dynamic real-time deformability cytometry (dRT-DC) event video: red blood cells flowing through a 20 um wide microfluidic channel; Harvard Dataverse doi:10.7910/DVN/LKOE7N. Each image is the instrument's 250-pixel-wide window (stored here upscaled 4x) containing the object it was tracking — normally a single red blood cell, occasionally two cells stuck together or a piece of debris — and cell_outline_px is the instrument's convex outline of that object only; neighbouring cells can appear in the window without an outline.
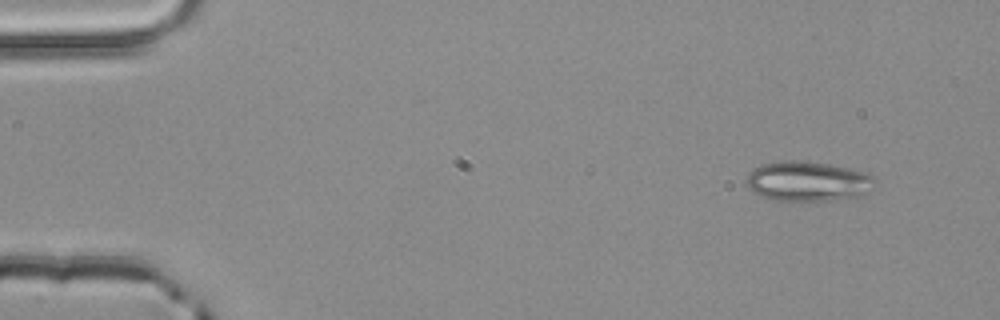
{"species": "common noctule bat (a hibernating species)", "species_latin": "Nyctalus noctula", "temperature_condition": "room temperature", "stored_images_in_passage": 4, "camera_frame_rate_fps": 3000, "um_per_image_px": 0.085, "animal": {"sex": "male", "body_mass_g": 20.4}, "frame": {"image": 1, "passage_image": 1, "time_ms": 0.0, "image_size_px": [1000, 320], "cell_outline_px": [[876, 180], [868, 192], [860, 196], [828, 200], [776, 200], [760, 196], [752, 192], [748, 188], [744, 180], [748, 172], [764, 164], [788, 160], [800, 160], [828, 164], [868, 172], [876, 176]], "centroid_in_image_um": [68.66, 15.4], "position_along_channel_um": 16.3, "area_um2": 29.94}}